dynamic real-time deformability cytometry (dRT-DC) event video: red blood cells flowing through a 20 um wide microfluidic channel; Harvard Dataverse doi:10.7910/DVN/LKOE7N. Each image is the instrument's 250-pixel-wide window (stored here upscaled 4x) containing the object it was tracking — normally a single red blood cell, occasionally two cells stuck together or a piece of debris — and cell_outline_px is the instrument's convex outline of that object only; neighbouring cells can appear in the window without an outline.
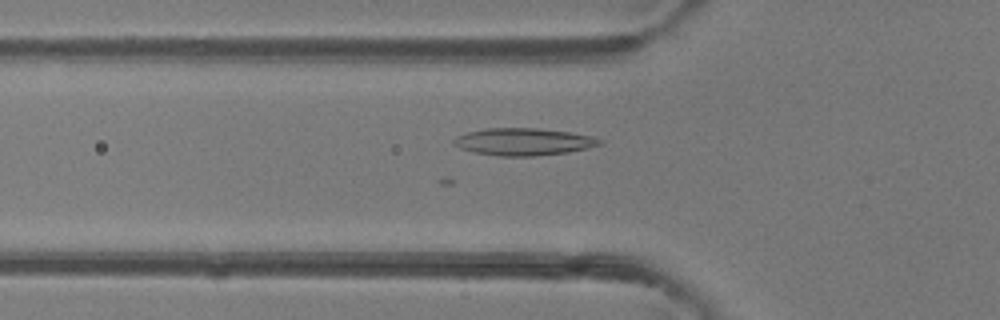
{"species": "common noctule bat (a hibernating species)", "species_latin": "Nyctalus noctula", "temperature_condition": "room temperature", "stored_images_in_passage": 43, "camera_frame_rate_fps": 3000, "um_per_image_px": 0.085, "animal": {"sex": "female"}, "frame": {"image": 1, "passage_image": 11, "time_ms": 3.333, "image_size_px": [1000, 320], "cell_outline_px": [[604, 144], [588, 148], [568, 152], [532, 156], [500, 156], [476, 152], [460, 148], [452, 144], [452, 140], [456, 136], [468, 132], [484, 128], [536, 128], [572, 132], [592, 136], [604, 140]], "centroid_in_image_um": [44.53, 12.04], "position_along_channel_um": 81.3, "area_um2": 23.29}}
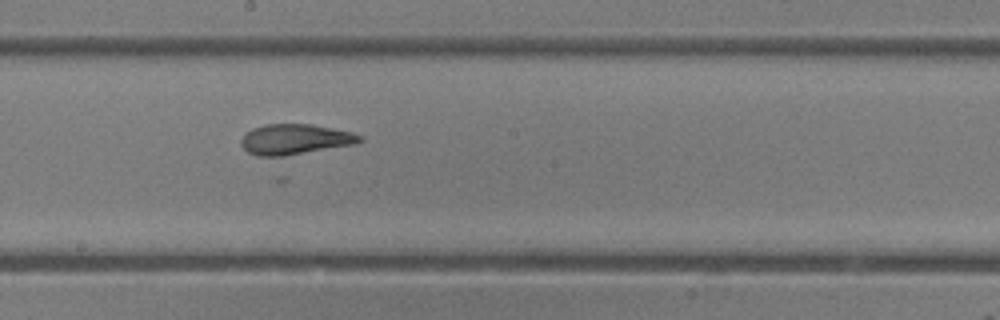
{"frame": {"image": 2, "passage_image": 21, "time_ms": 6.667, "image_size_px": [1000, 320], "cell_outline_px": [[364, 140], [356, 144], [284, 156], [260, 156], [248, 152], [240, 144], [240, 140], [244, 132], [252, 128], [264, 124], [312, 124], [352, 132], [364, 136]], "centroid_in_image_um": [25.08, 11.83], "position_along_channel_um": 223.1, "area_um2": 21.21}}
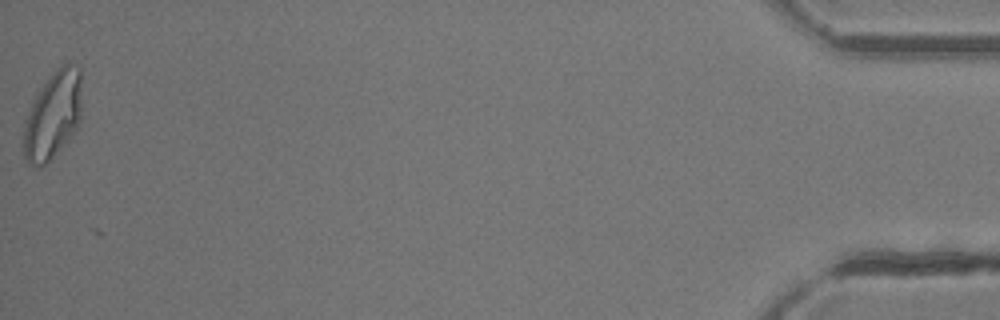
{"frame": {"image": 3, "passage_image": 43, "time_ms": 14.0, "image_size_px": [1000, 320], "cell_outline_px": [[80, 120], [76, 128], [68, 140], [40, 168], [28, 164], [24, 156], [24, 120], [40, 88], [56, 68], [68, 60], [80, 68]], "centroid_in_image_um": [4.49, 9.76], "position_along_channel_um": 430.7, "area_um2": 29.36}}